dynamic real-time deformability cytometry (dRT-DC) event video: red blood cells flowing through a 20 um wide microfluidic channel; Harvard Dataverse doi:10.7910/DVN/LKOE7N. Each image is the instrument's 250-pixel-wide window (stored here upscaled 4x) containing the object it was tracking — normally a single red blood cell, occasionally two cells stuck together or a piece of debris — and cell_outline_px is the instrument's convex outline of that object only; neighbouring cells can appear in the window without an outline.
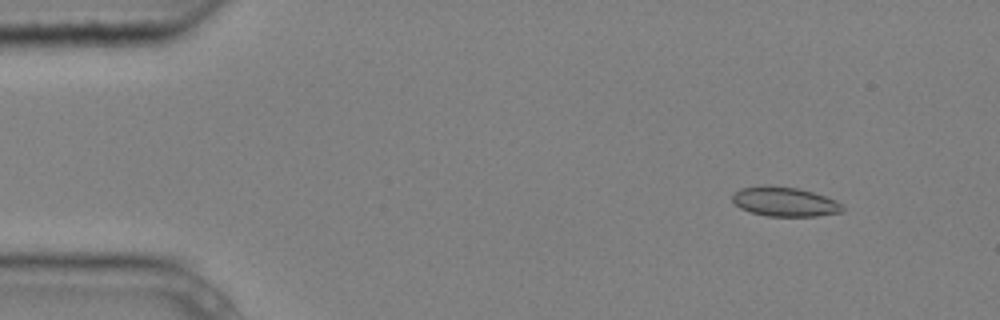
{"species": "common noctule bat (a hibernating species)", "species_latin": "Nyctalus noctula", "temperature_condition": "cold", "stored_images_in_passage": 10, "camera_frame_rate_fps": 3000, "um_per_image_px": 0.085, "animal": {"sex": "male", "body_mass_g": 20.4}, "frame": {"image": 1, "passage_image": 1, "time_ms": 0.0, "image_size_px": [1000, 320], "cell_outline_px": [[844, 212], [816, 216], [768, 216], [752, 212], [740, 208], [732, 200], [732, 196], [740, 188], [768, 184], [800, 188], [836, 200], [844, 208]], "centroid_in_image_um": [66.7, 17.13], "position_along_channel_um": 18.3, "area_um2": 18.96}}
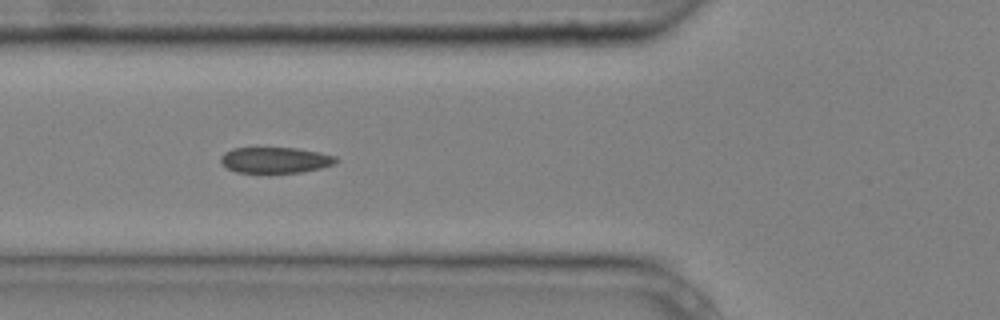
{"frame": {"image": 2, "passage_image": 5, "time_ms": 1.333, "image_size_px": [1000, 320], "cell_outline_px": [[340, 160], [336, 164], [320, 168], [300, 172], [236, 172], [228, 168], [220, 160], [220, 156], [224, 152], [232, 148], [296, 148], [320, 152], [336, 156]], "centroid_in_image_um": [23.44, 13.59], "position_along_channel_um": 102.4, "area_um2": 17.34}}
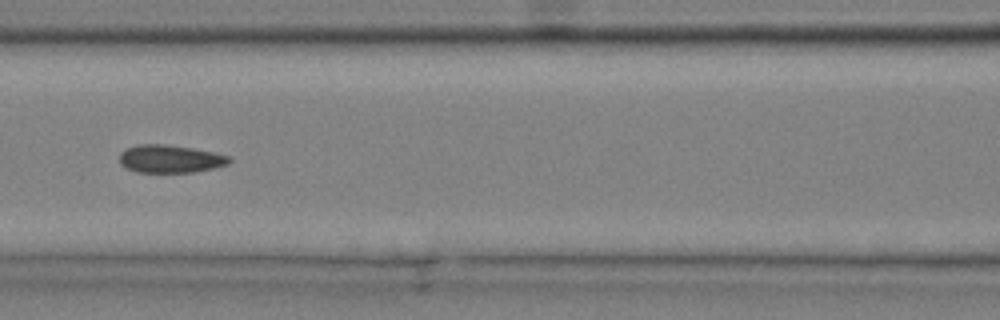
{"frame": {"image": 3, "passage_image": 6, "time_ms": 1.667, "image_size_px": [1000, 320], "cell_outline_px": [[232, 160], [228, 164], [212, 168], [192, 172], [136, 172], [124, 168], [120, 164], [120, 152], [128, 148], [140, 144], [164, 144], [192, 148], [212, 152], [228, 156]], "centroid_in_image_um": [14.43, 13.51], "position_along_channel_um": 152.2, "area_um2": 17.69}}